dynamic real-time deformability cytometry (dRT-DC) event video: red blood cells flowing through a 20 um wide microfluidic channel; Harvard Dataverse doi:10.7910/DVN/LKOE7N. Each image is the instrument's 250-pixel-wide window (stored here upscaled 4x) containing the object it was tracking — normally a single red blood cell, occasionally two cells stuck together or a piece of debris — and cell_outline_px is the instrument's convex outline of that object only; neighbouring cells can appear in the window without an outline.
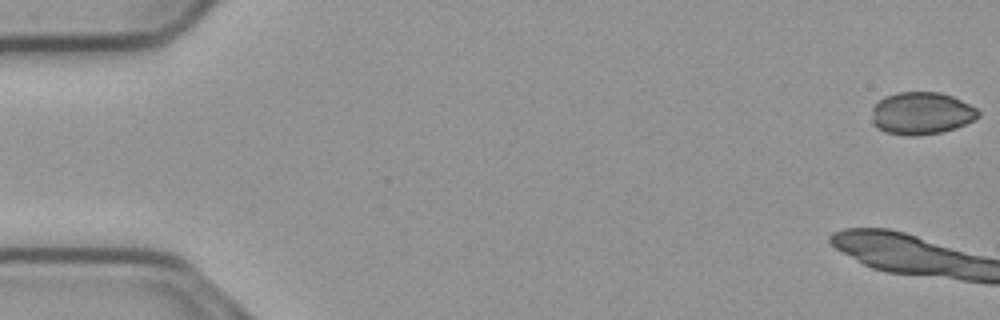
{"species": "common noctule bat (a hibernating species)", "species_latin": "Nyctalus noctula", "temperature_condition": "cold", "stored_images_in_passage": 15, "camera_frame_rate_fps": 3000, "um_per_image_px": 0.085, "animal": {"sex": "male", "body_mass_g": 23.1, "forearm_length_mm": 52.7}, "frame": {"image": 1, "passage_image": 1, "time_ms": 0.0, "image_size_px": [1000, 320], "cell_outline_px": [[980, 116], [976, 120], [956, 128], [940, 132], [916, 136], [908, 136], [884, 132], [876, 128], [872, 124], [872, 108], [884, 96], [896, 92], [940, 92], [952, 96], [976, 108], [980, 112]], "centroid_in_image_um": [78.31, 9.64], "position_along_channel_um": 6.7, "area_um2": 26.59}}